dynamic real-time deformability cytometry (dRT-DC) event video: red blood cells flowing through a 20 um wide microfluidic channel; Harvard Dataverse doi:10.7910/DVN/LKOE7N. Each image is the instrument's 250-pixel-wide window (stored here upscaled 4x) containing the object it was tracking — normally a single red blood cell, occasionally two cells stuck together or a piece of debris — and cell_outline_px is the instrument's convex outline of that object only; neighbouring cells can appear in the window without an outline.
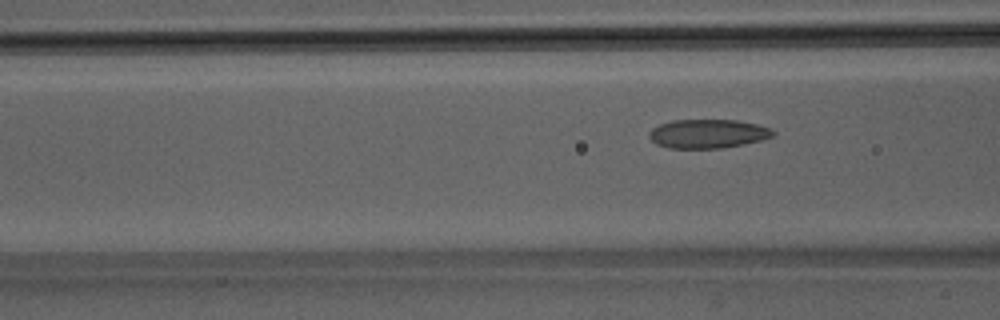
{"species": "Egyptian fruit bat (a non-hibernating species)", "species_latin": "Rousettus aegyptiacus", "temperature_condition": "room temperature", "stored_images_in_passage": 6, "camera_frame_rate_fps": 3000, "um_per_image_px": 0.085, "animal": {"sex": "male"}, "frame": {"image": 1, "passage_image": 6, "time_ms": 1.667, "image_size_px": [1000, 320], "cell_outline_px": [[776, 132], [772, 136], [760, 140], [744, 144], [720, 148], [668, 148], [656, 144], [648, 136], [648, 132], [652, 128], [660, 124], [672, 120], [736, 120], [756, 124], [772, 128]], "centroid_in_image_um": [60.15, 11.36], "position_along_channel_um": 106.5, "area_um2": 20.87}}